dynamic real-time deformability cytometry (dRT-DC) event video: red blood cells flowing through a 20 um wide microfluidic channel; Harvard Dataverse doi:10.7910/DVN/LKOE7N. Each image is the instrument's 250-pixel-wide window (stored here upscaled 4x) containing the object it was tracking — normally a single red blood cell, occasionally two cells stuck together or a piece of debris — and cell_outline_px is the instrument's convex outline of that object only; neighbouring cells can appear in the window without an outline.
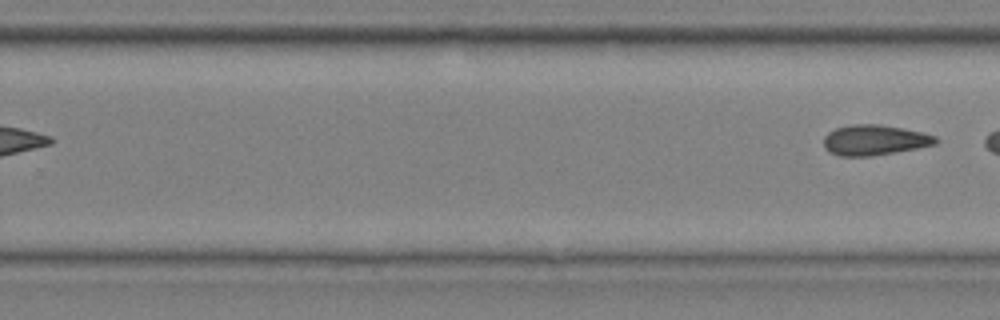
{"species": "common noctule bat (a hibernating species)", "species_latin": "Nyctalus noctula", "temperature_condition": "cold", "stored_images_in_passage": 8, "segment_of_instrument_passage": [2, 2], "camera_frame_rate_fps": 3000, "um_per_image_px": 0.085, "animal": {"sex": "male", "body_mass_g": 20.4}, "frame": {"image": 1, "passage_image": 8, "time_ms": 2.333, "image_size_px": [1000, 320], "cell_outline_px": [[940, 140], [936, 144], [896, 152], [872, 156], [840, 156], [828, 152], [824, 148], [824, 136], [828, 132], [836, 128], [852, 124], [880, 124], [920, 132], [936, 136]], "centroid_in_image_um": [74.31, 11.91], "position_along_channel_um": 255.5, "area_um2": 19.83}}